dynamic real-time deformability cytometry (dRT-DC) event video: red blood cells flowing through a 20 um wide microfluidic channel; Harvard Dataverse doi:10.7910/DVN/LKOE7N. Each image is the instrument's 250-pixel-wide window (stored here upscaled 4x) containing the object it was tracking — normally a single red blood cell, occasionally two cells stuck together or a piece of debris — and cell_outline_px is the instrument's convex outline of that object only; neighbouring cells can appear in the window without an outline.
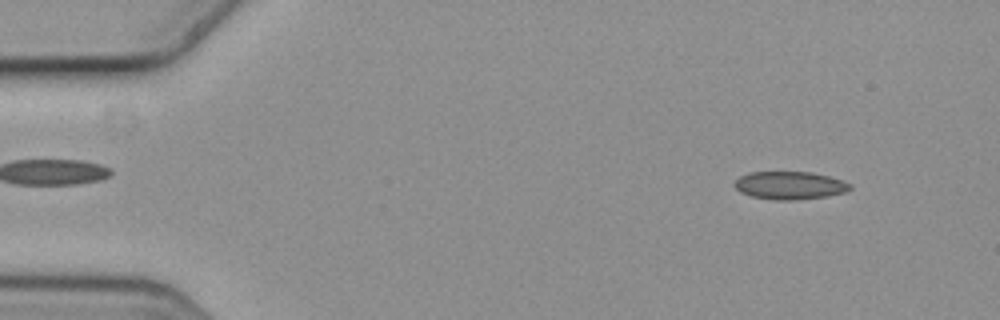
{"species": "common noctule bat (a hibernating species)", "species_latin": "Nyctalus noctula", "temperature_condition": "cold", "stored_images_in_passage": 4, "camera_frame_rate_fps": 3000, "um_per_image_px": 0.085, "animal": {"sex": "female", "body_mass_g": 19.3, "forearm_length_mm": 54.1}, "frame": {"image": 1, "passage_image": 1, "time_ms": 0.0, "image_size_px": [1000, 320], "cell_outline_px": [[852, 188], [844, 192], [824, 196], [792, 200], [780, 200], [752, 196], [740, 192], [732, 184], [740, 176], [748, 172], [812, 172], [844, 180], [852, 184]], "centroid_in_image_um": [67.13, 15.74], "position_along_channel_um": 17.9, "area_um2": 18.67}}
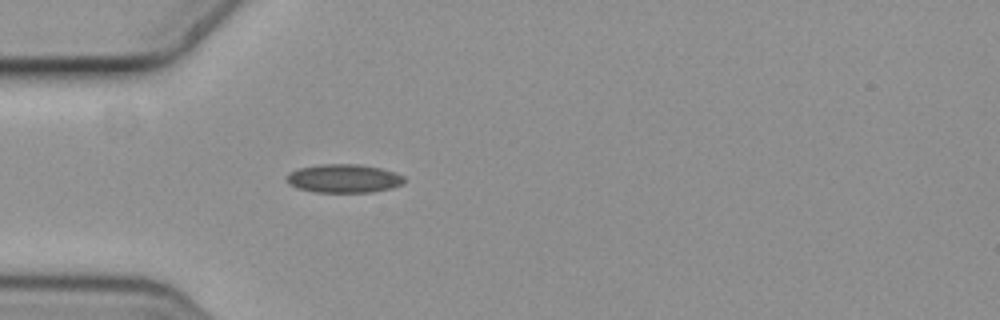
{"frame": {"image": 2, "passage_image": 4, "time_ms": 1.0, "image_size_px": [1000, 320], "cell_outline_px": [[404, 180], [400, 184], [392, 188], [372, 192], [316, 192], [300, 188], [288, 184], [288, 172], [300, 168], [324, 164], [360, 164], [380, 168], [404, 176]], "centroid_in_image_um": [29.22, 15.17], "position_along_channel_um": 55.8, "area_um2": 19.25}}